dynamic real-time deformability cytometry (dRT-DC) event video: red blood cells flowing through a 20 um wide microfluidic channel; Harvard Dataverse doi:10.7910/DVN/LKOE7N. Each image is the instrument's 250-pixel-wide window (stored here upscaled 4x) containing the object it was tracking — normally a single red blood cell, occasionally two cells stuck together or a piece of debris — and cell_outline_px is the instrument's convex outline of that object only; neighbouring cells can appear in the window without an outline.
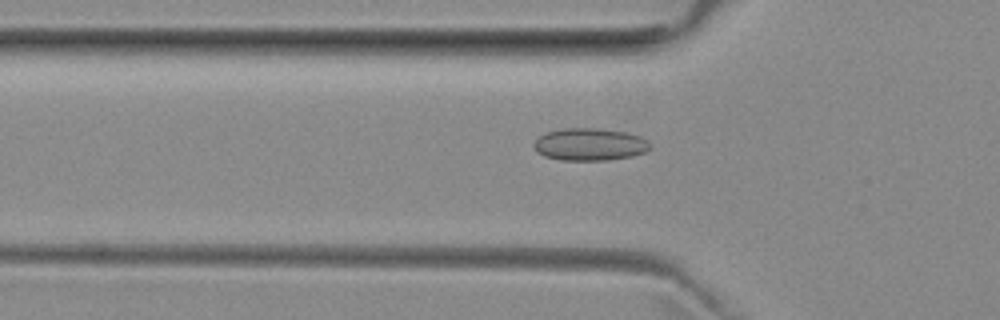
{"species": "common noctule bat (a hibernating species)", "species_latin": "Nyctalus noctula", "temperature_condition": "room temperature", "stored_images_in_passage": 38, "camera_frame_rate_fps": 3000, "um_per_image_px": 0.085, "animal": {"sex": "female", "body_mass_g": 29.2, "forearm_length_mm": 56.3}, "frame": {"image": 1, "passage_image": 3, "time_ms": 0.667, "image_size_px": [1000, 320], "cell_outline_px": [[652, 148], [644, 152], [632, 156], [608, 160], [560, 160], [544, 156], [536, 152], [532, 144], [544, 132], [564, 128], [596, 128], [628, 132], [640, 136], [648, 140], [652, 144]], "centroid_in_image_um": [50.14, 12.27], "position_along_channel_um": 75.7, "area_um2": 22.25}}
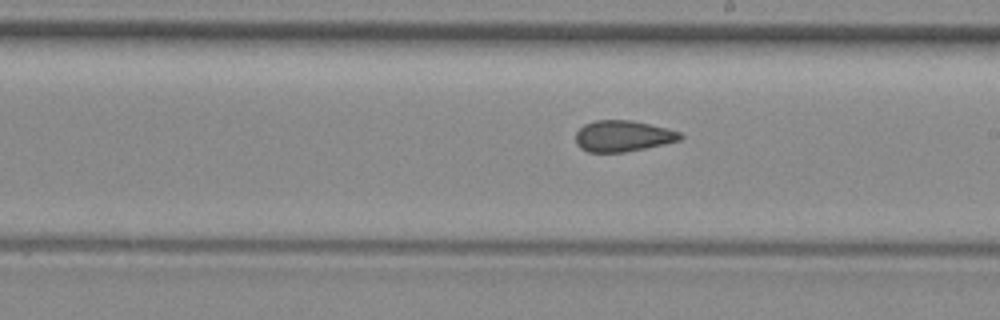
{"frame": {"image": 2, "passage_image": 15, "time_ms": 4.667, "image_size_px": [1000, 320], "cell_outline_px": [[684, 136], [680, 140], [664, 144], [624, 152], [588, 152], [580, 148], [576, 144], [576, 132], [584, 124], [596, 120], [632, 120], [680, 132]], "centroid_in_image_um": [52.92, 11.56], "position_along_channel_um": 236.1, "area_um2": 18.84}}
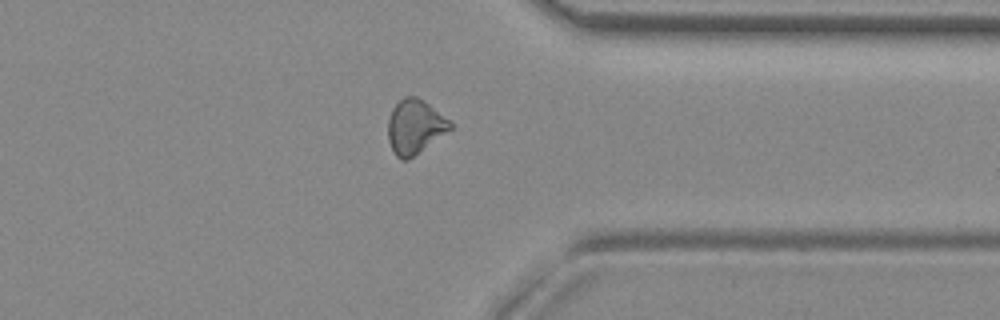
{"frame": {"image": 3, "passage_image": 26, "time_ms": 8.333, "image_size_px": [1000, 320], "cell_outline_px": [[452, 128], [408, 160], [400, 160], [396, 156], [388, 140], [388, 120], [392, 108], [404, 96], [416, 96], [428, 104], [448, 120], [452, 124]], "centroid_in_image_um": [35.22, 10.78], "position_along_channel_um": 376.2, "area_um2": 19.31}, "authors_computed_cell_mechanics": {"area_um2": 19.5942, "velocity_mm_per_s": 3.9976, "shape_relaxation_time_tau1_ms": null, "shape_relaxation_time_tau2_ms": 1.9973, "deformation_change_tau1": null, "deformation_change_tau2": 0.0787}}